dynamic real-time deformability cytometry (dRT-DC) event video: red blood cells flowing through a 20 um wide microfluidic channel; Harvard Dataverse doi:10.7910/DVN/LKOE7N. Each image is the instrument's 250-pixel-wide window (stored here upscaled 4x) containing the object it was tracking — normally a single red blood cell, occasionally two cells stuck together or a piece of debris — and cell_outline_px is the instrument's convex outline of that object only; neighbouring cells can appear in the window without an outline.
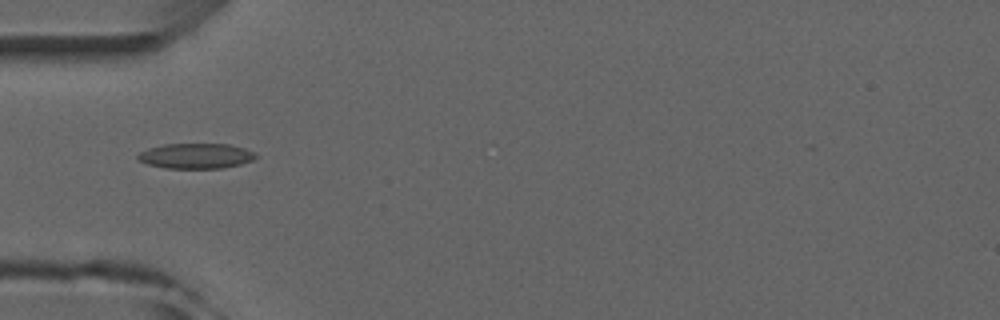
{"species": "common noctule bat (a hibernating species)", "species_latin": "Nyctalus noctula", "temperature_condition": "room temperature", "stored_images_in_passage": 1, "camera_frame_rate_fps": 3000, "um_per_image_px": 0.085, "animal": {"sex": "male", "forearm_length_mm": 52.5}, "frame": {"image": 1, "passage_image": 1, "time_ms": 0.0, "image_size_px": [1000, 320], "cell_outline_px": [[256, 156], [252, 160], [240, 164], [224, 168], [164, 168], [148, 164], [140, 160], [136, 156], [140, 152], [148, 148], [164, 144], [228, 144], [244, 148], [256, 152]], "centroid_in_image_um": [16.66, 13.25], "position_along_channel_um": 68.3, "area_um2": 17.28}}